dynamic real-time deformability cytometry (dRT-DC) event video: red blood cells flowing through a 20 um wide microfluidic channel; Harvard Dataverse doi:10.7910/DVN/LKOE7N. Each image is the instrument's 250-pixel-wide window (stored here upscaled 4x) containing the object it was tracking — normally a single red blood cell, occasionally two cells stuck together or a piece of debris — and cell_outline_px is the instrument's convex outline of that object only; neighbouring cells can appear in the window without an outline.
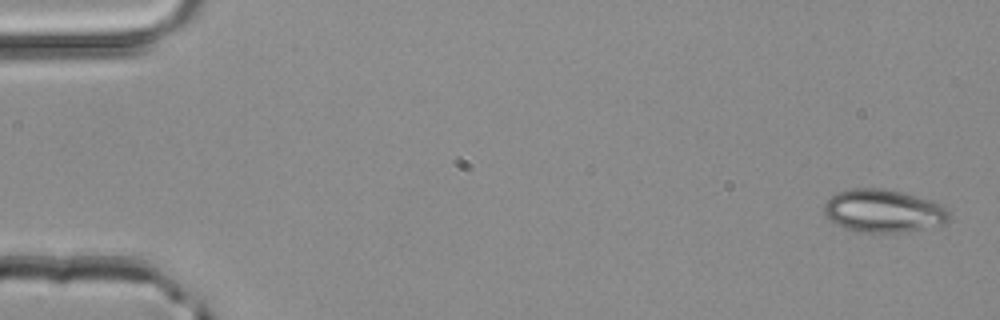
{"species": "common noctule bat (a hibernating species)", "species_latin": "Nyctalus noctula", "temperature_condition": "room temperature", "stored_images_in_passage": 5, "segment_of_instrument_passage": [2, 2], "camera_frame_rate_fps": 3000, "um_per_image_px": 0.085, "animal": {"sex": "male", "body_mass_g": 20.4}, "frame": {"image": 1, "passage_image": 5, "time_ms": 1.333, "image_size_px": [1000, 320], "cell_outline_px": [[948, 224], [908, 232], [860, 232], [844, 228], [836, 224], [824, 212], [824, 204], [836, 192], [852, 188], [884, 188], [904, 192], [944, 204], [948, 212]], "centroid_in_image_um": [75.14, 17.92], "position_along_channel_um": 9.9, "area_um2": 31.62}}